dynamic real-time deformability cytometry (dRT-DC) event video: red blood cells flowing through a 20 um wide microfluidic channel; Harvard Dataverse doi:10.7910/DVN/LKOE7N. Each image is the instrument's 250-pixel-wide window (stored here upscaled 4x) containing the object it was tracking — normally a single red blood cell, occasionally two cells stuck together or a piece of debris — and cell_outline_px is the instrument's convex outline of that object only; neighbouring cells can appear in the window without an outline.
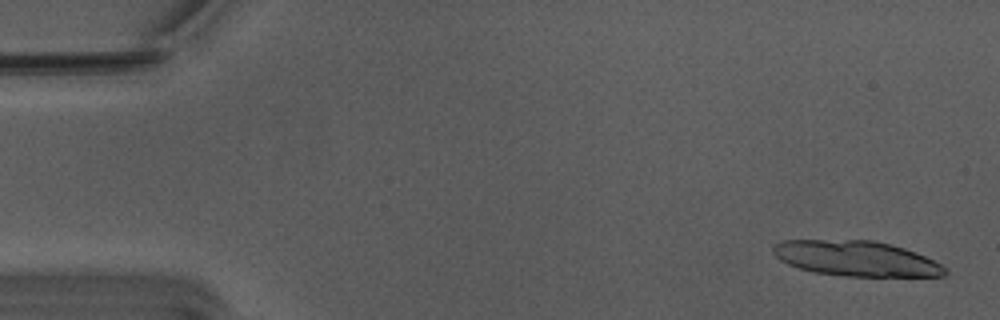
{"species": "Egyptian fruit bat (a non-hibernating species)", "species_latin": "Rousettus aegyptiacus", "temperature_condition": "warm", "stored_images_in_passage": 15, "camera_frame_rate_fps": 3000, "um_per_image_px": 0.085, "animal": {"sex": "male"}, "frame": {"image": 1, "passage_image": 2, "time_ms": 0.333, "image_size_px": [1000, 320], "cell_outline_px": [[948, 276], [844, 276], [812, 272], [788, 264], [780, 260], [772, 252], [772, 244], [780, 240], [872, 240], [904, 248], [916, 252], [948, 268]], "centroid_in_image_um": [72.75, 21.97], "position_along_channel_um": 12.2, "area_um2": 35.43}}